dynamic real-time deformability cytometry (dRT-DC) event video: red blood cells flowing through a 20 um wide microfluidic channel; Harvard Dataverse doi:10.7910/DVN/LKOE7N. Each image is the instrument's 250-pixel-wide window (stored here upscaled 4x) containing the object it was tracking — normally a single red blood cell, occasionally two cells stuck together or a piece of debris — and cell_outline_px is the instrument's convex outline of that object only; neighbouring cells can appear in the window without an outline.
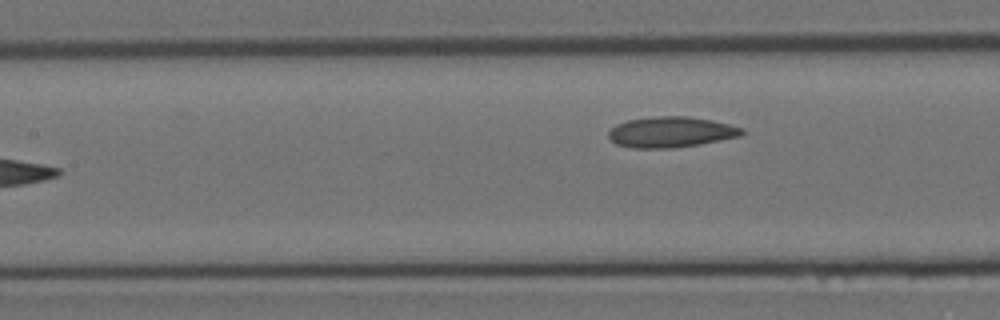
{"species": "Egyptian fruit bat (a non-hibernating species)", "species_latin": "Rousettus aegyptiacus", "temperature_condition": "room temperature", "stored_images_in_passage": 12, "camera_frame_rate_fps": 3000, "um_per_image_px": 0.085, "animal": {"sex": "female"}, "frame": {"image": 1, "passage_image": 12, "time_ms": 3.667, "image_size_px": [1000, 320], "cell_outline_px": [[744, 136], [700, 144], [672, 148], [632, 148], [616, 144], [608, 136], [608, 132], [616, 124], [628, 120], [656, 116], [688, 116], [712, 120], [744, 128]], "centroid_in_image_um": [57.06, 11.23], "position_along_channel_um": 150.3, "area_um2": 23.99}}